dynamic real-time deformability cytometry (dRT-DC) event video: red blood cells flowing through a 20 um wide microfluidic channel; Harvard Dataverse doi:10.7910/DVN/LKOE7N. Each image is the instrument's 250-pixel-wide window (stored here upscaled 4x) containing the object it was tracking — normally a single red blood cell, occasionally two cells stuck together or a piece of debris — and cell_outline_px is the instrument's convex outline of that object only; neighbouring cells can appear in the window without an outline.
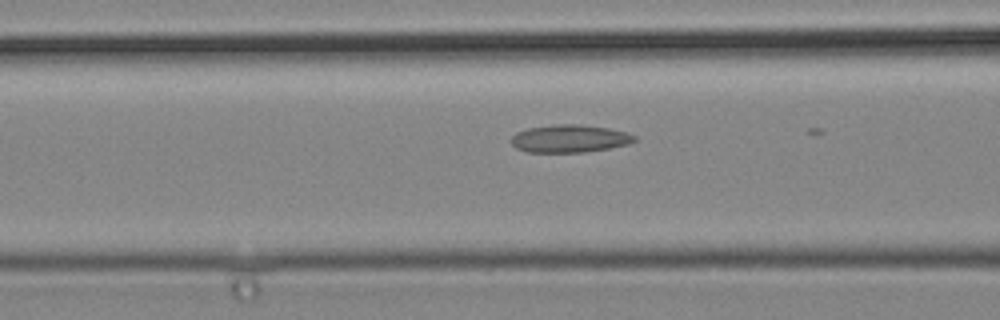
{"species": "common noctule bat (a hibernating species)", "species_latin": "Nyctalus noctula", "temperature_condition": "cold", "stored_images_in_passage": 14, "camera_frame_rate_fps": 3000, "um_per_image_px": 0.085, "animal": {"sex": "male", "body_mass_g": 19.2, "forearm_length_mm": 51.8}, "frame": {"image": 1, "passage_image": 13, "time_ms": 4.0, "image_size_px": [1000, 320], "cell_outline_px": [[636, 140], [628, 144], [608, 148], [584, 152], [528, 152], [516, 148], [512, 144], [512, 136], [516, 132], [528, 128], [552, 124], [576, 124], [608, 128], [628, 132], [636, 136]], "centroid_in_image_um": [48.42, 11.77], "position_along_channel_um": 118.2, "area_um2": 19.88}}